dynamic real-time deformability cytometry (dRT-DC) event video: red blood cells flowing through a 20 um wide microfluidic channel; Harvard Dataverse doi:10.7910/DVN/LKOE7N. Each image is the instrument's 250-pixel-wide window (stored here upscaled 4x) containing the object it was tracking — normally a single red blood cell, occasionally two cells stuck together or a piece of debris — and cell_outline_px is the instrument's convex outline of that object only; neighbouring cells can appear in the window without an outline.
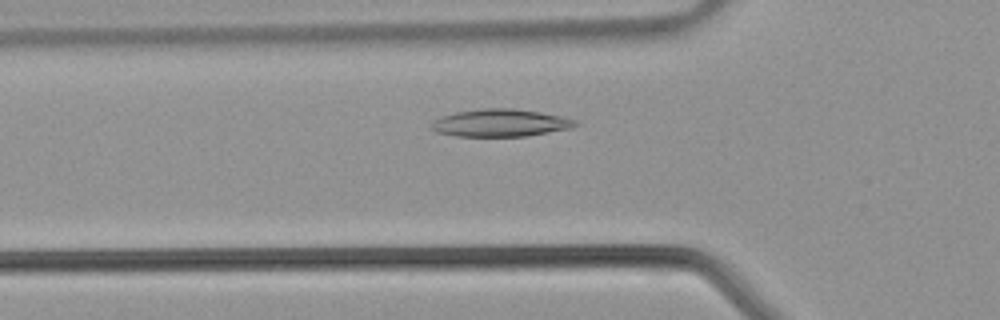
{"species": "common noctule bat (a hibernating species)", "species_latin": "Nyctalus noctula", "temperature_condition": "warm", "stored_images_in_passage": 34, "camera_frame_rate_fps": 3000, "um_per_image_px": 0.085, "animal": {"sex": "male", "body_mass_g": 21.5, "forearm_length_mm": 52.0}, "frame": {"image": 1, "passage_image": 8, "time_ms": 2.333, "image_size_px": [1000, 320], "cell_outline_px": [[580, 124], [572, 128], [528, 136], [456, 136], [436, 132], [432, 128], [432, 120], [440, 116], [456, 112], [484, 108], [512, 108], [540, 112], [560, 116], [576, 120]], "centroid_in_image_um": [42.54, 10.45], "position_along_channel_um": 83.3, "area_um2": 23.12}}
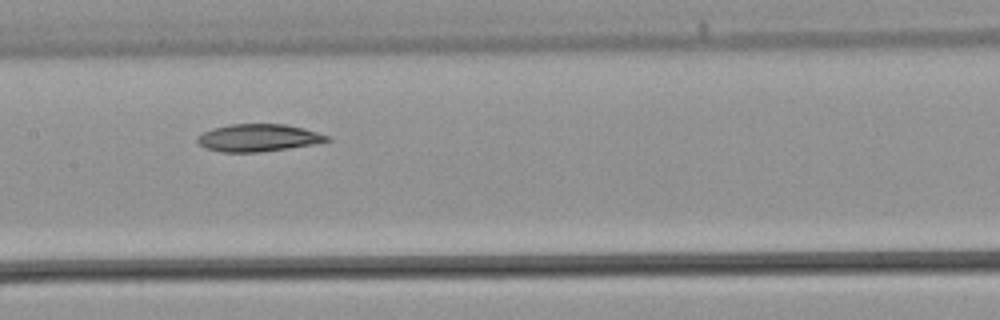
{"frame": {"image": 2, "passage_image": 14, "time_ms": 4.333, "image_size_px": [1000, 320], "cell_outline_px": [[332, 140], [312, 144], [288, 148], [260, 152], [220, 152], [204, 148], [196, 140], [196, 136], [204, 132], [216, 128], [232, 124], [284, 124], [304, 128], [332, 136]], "centroid_in_image_um": [21.98, 11.71], "position_along_channel_um": 185.4, "area_um2": 20.69}}
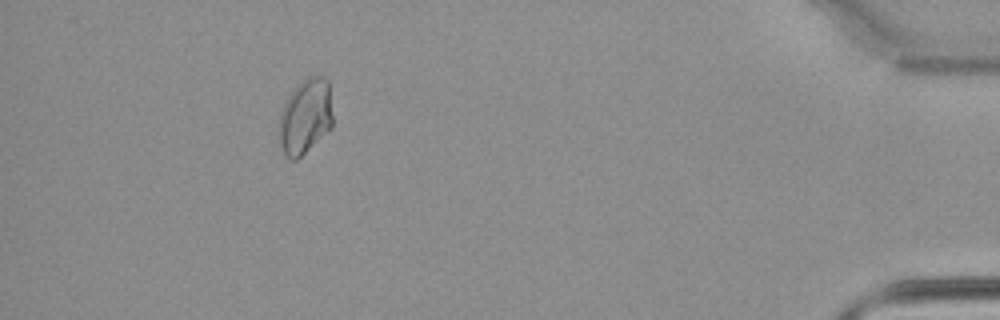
{"frame": {"image": 3, "passage_image": 31, "time_ms": 10.0, "image_size_px": [1000, 320], "cell_outline_px": [[332, 128], [296, 160], [292, 160], [280, 148], [276, 132], [276, 128], [280, 112], [292, 88], [308, 76], [328, 76], [332, 116]], "centroid_in_image_um": [25.91, 9.89], "position_along_channel_um": 409.3, "area_um2": 24.1}}